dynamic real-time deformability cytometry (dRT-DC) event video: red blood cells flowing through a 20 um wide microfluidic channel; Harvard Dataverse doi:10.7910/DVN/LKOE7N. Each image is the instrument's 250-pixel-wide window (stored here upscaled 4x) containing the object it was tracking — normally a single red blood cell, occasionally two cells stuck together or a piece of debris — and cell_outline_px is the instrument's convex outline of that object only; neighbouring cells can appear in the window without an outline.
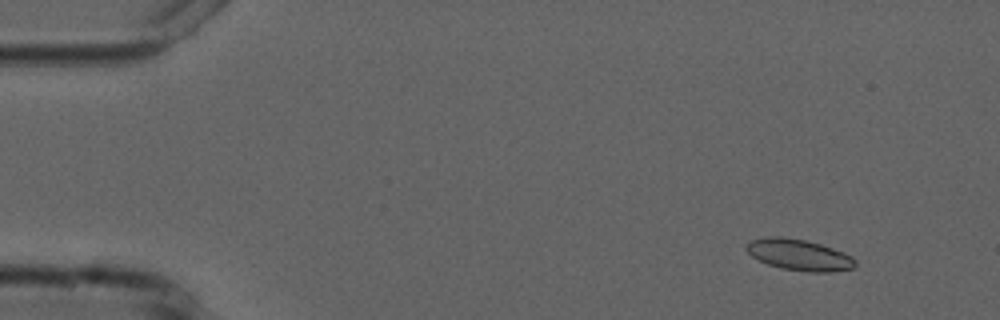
{"species": "common noctule bat (a hibernating species)", "species_latin": "Nyctalus noctula", "temperature_condition": "cold", "stored_images_in_passage": 6, "camera_frame_rate_fps": 3000, "um_per_image_px": 0.085, "animal": {"sex": "male", "forearm_length_mm": 52.5}, "frame": {"image": 1, "passage_image": 2, "time_ms": 1.667, "image_size_px": [1000, 320], "cell_outline_px": [[856, 264], [852, 268], [828, 272], [808, 272], [780, 268], [768, 264], [752, 256], [744, 248], [748, 240], [764, 236], [780, 236], [804, 240], [820, 244], [844, 252], [852, 256], [856, 260]], "centroid_in_image_um": [67.88, 21.65], "position_along_channel_um": 17.1, "area_um2": 19.88}}
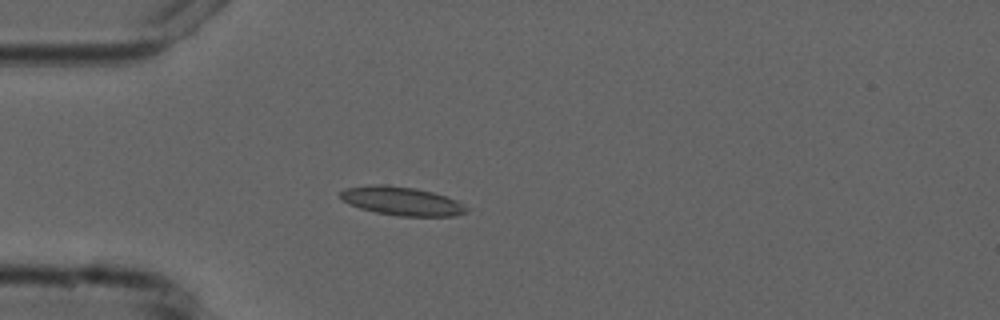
{"frame": {"image": 2, "passage_image": 4, "time_ms": 5.0, "image_size_px": [1000, 320], "cell_outline_px": [[468, 212], [456, 216], [400, 216], [376, 212], [360, 208], [348, 204], [340, 196], [340, 192], [344, 188], [372, 184], [380, 184], [416, 188], [448, 196], [460, 200], [468, 208]], "centroid_in_image_um": [34.2, 17.09], "position_along_channel_um": 50.8, "area_um2": 21.27}}